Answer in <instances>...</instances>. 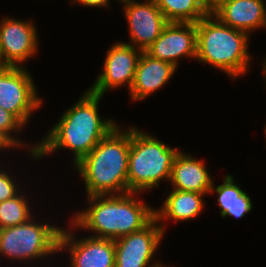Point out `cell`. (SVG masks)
Returning a JSON list of instances; mask_svg holds the SVG:
<instances>
[{
  "label": "cell",
  "instance_id": "1",
  "mask_svg": "<svg viewBox=\"0 0 266 267\" xmlns=\"http://www.w3.org/2000/svg\"><path fill=\"white\" fill-rule=\"evenodd\" d=\"M101 95L87 90L80 99L65 111L38 144L29 149L31 158L41 159L59 149L74 152L75 165L99 143L117 124L102 119L98 114Z\"/></svg>",
  "mask_w": 266,
  "mask_h": 267
},
{
  "label": "cell",
  "instance_id": "2",
  "mask_svg": "<svg viewBox=\"0 0 266 267\" xmlns=\"http://www.w3.org/2000/svg\"><path fill=\"white\" fill-rule=\"evenodd\" d=\"M134 192L87 196L89 207L72 217L71 226L92 230L94 238L116 240L144 228L154 217L152 207Z\"/></svg>",
  "mask_w": 266,
  "mask_h": 267
},
{
  "label": "cell",
  "instance_id": "3",
  "mask_svg": "<svg viewBox=\"0 0 266 267\" xmlns=\"http://www.w3.org/2000/svg\"><path fill=\"white\" fill-rule=\"evenodd\" d=\"M130 136L131 127L115 126L75 165L88 196L128 192Z\"/></svg>",
  "mask_w": 266,
  "mask_h": 267
},
{
  "label": "cell",
  "instance_id": "4",
  "mask_svg": "<svg viewBox=\"0 0 266 267\" xmlns=\"http://www.w3.org/2000/svg\"><path fill=\"white\" fill-rule=\"evenodd\" d=\"M196 28L199 63L219 68L232 79L247 73L251 62L247 33L221 23L212 14L199 20Z\"/></svg>",
  "mask_w": 266,
  "mask_h": 267
},
{
  "label": "cell",
  "instance_id": "5",
  "mask_svg": "<svg viewBox=\"0 0 266 267\" xmlns=\"http://www.w3.org/2000/svg\"><path fill=\"white\" fill-rule=\"evenodd\" d=\"M179 150L157 140L152 134L131 127L128 161V192L141 193L170 180Z\"/></svg>",
  "mask_w": 266,
  "mask_h": 267
},
{
  "label": "cell",
  "instance_id": "6",
  "mask_svg": "<svg viewBox=\"0 0 266 267\" xmlns=\"http://www.w3.org/2000/svg\"><path fill=\"white\" fill-rule=\"evenodd\" d=\"M0 229V253L12 260L31 261L59 252L60 227L34 222ZM31 259V260H30Z\"/></svg>",
  "mask_w": 266,
  "mask_h": 267
},
{
  "label": "cell",
  "instance_id": "7",
  "mask_svg": "<svg viewBox=\"0 0 266 267\" xmlns=\"http://www.w3.org/2000/svg\"><path fill=\"white\" fill-rule=\"evenodd\" d=\"M34 80L25 67L0 66V106L23 125L42 105Z\"/></svg>",
  "mask_w": 266,
  "mask_h": 267
},
{
  "label": "cell",
  "instance_id": "8",
  "mask_svg": "<svg viewBox=\"0 0 266 267\" xmlns=\"http://www.w3.org/2000/svg\"><path fill=\"white\" fill-rule=\"evenodd\" d=\"M158 223L154 217L141 230L114 240L115 267H159L162 265L158 262L149 265L165 233V226Z\"/></svg>",
  "mask_w": 266,
  "mask_h": 267
},
{
  "label": "cell",
  "instance_id": "9",
  "mask_svg": "<svg viewBox=\"0 0 266 267\" xmlns=\"http://www.w3.org/2000/svg\"><path fill=\"white\" fill-rule=\"evenodd\" d=\"M102 73L88 90L103 96L107 90L127 85L129 91L135 78L139 58L143 51L131 43L116 42L107 50Z\"/></svg>",
  "mask_w": 266,
  "mask_h": 267
},
{
  "label": "cell",
  "instance_id": "10",
  "mask_svg": "<svg viewBox=\"0 0 266 267\" xmlns=\"http://www.w3.org/2000/svg\"><path fill=\"white\" fill-rule=\"evenodd\" d=\"M37 33L32 21L4 17L0 27V66L23 67L22 63L38 51Z\"/></svg>",
  "mask_w": 266,
  "mask_h": 267
},
{
  "label": "cell",
  "instance_id": "11",
  "mask_svg": "<svg viewBox=\"0 0 266 267\" xmlns=\"http://www.w3.org/2000/svg\"><path fill=\"white\" fill-rule=\"evenodd\" d=\"M145 52L153 58L170 62L175 67H178V60L182 56L196 59V23L169 22Z\"/></svg>",
  "mask_w": 266,
  "mask_h": 267
},
{
  "label": "cell",
  "instance_id": "12",
  "mask_svg": "<svg viewBox=\"0 0 266 267\" xmlns=\"http://www.w3.org/2000/svg\"><path fill=\"white\" fill-rule=\"evenodd\" d=\"M132 45L141 51L149 48L169 23L154 0L128 2L124 5Z\"/></svg>",
  "mask_w": 266,
  "mask_h": 267
},
{
  "label": "cell",
  "instance_id": "13",
  "mask_svg": "<svg viewBox=\"0 0 266 267\" xmlns=\"http://www.w3.org/2000/svg\"><path fill=\"white\" fill-rule=\"evenodd\" d=\"M73 236L64 229L59 235V251H69L71 267H115L114 240L88 236L78 241Z\"/></svg>",
  "mask_w": 266,
  "mask_h": 267
},
{
  "label": "cell",
  "instance_id": "14",
  "mask_svg": "<svg viewBox=\"0 0 266 267\" xmlns=\"http://www.w3.org/2000/svg\"><path fill=\"white\" fill-rule=\"evenodd\" d=\"M221 23L249 36L257 28H266L264 0H227L211 12Z\"/></svg>",
  "mask_w": 266,
  "mask_h": 267
},
{
  "label": "cell",
  "instance_id": "15",
  "mask_svg": "<svg viewBox=\"0 0 266 267\" xmlns=\"http://www.w3.org/2000/svg\"><path fill=\"white\" fill-rule=\"evenodd\" d=\"M177 71L172 63L151 57L145 51L142 52L134 82L130 88L132 100L145 99L150 94L162 88Z\"/></svg>",
  "mask_w": 266,
  "mask_h": 267
},
{
  "label": "cell",
  "instance_id": "16",
  "mask_svg": "<svg viewBox=\"0 0 266 267\" xmlns=\"http://www.w3.org/2000/svg\"><path fill=\"white\" fill-rule=\"evenodd\" d=\"M190 154L178 152L174 158L170 180L172 188L180 191L209 194L213 178L203 161L191 157Z\"/></svg>",
  "mask_w": 266,
  "mask_h": 267
},
{
  "label": "cell",
  "instance_id": "17",
  "mask_svg": "<svg viewBox=\"0 0 266 267\" xmlns=\"http://www.w3.org/2000/svg\"><path fill=\"white\" fill-rule=\"evenodd\" d=\"M197 192L173 189L159 210H154L155 218L162 220L187 221L197 217L204 208L203 196Z\"/></svg>",
  "mask_w": 266,
  "mask_h": 267
},
{
  "label": "cell",
  "instance_id": "18",
  "mask_svg": "<svg viewBox=\"0 0 266 267\" xmlns=\"http://www.w3.org/2000/svg\"><path fill=\"white\" fill-rule=\"evenodd\" d=\"M233 179L232 175H226L223 184L216 186V188L212 184L210 193L216 190L222 217L232 216L238 219L251 212L253 205L248 194Z\"/></svg>",
  "mask_w": 266,
  "mask_h": 267
},
{
  "label": "cell",
  "instance_id": "19",
  "mask_svg": "<svg viewBox=\"0 0 266 267\" xmlns=\"http://www.w3.org/2000/svg\"><path fill=\"white\" fill-rule=\"evenodd\" d=\"M168 22L197 23L211 14L203 0H154Z\"/></svg>",
  "mask_w": 266,
  "mask_h": 267
},
{
  "label": "cell",
  "instance_id": "20",
  "mask_svg": "<svg viewBox=\"0 0 266 267\" xmlns=\"http://www.w3.org/2000/svg\"><path fill=\"white\" fill-rule=\"evenodd\" d=\"M28 201L21 193L0 203V229L24 224L32 218ZM30 208V209H29Z\"/></svg>",
  "mask_w": 266,
  "mask_h": 267
},
{
  "label": "cell",
  "instance_id": "21",
  "mask_svg": "<svg viewBox=\"0 0 266 267\" xmlns=\"http://www.w3.org/2000/svg\"><path fill=\"white\" fill-rule=\"evenodd\" d=\"M23 125L12 113L3 109L0 106V132L16 147L24 146L19 139L14 138V133L19 131L24 127Z\"/></svg>",
  "mask_w": 266,
  "mask_h": 267
},
{
  "label": "cell",
  "instance_id": "22",
  "mask_svg": "<svg viewBox=\"0 0 266 267\" xmlns=\"http://www.w3.org/2000/svg\"><path fill=\"white\" fill-rule=\"evenodd\" d=\"M4 170L0 169V203L11 199L16 196L19 192V188L15 183V180L11 178Z\"/></svg>",
  "mask_w": 266,
  "mask_h": 267
},
{
  "label": "cell",
  "instance_id": "23",
  "mask_svg": "<svg viewBox=\"0 0 266 267\" xmlns=\"http://www.w3.org/2000/svg\"><path fill=\"white\" fill-rule=\"evenodd\" d=\"M81 4L87 7H109L110 0H71V3Z\"/></svg>",
  "mask_w": 266,
  "mask_h": 267
},
{
  "label": "cell",
  "instance_id": "24",
  "mask_svg": "<svg viewBox=\"0 0 266 267\" xmlns=\"http://www.w3.org/2000/svg\"><path fill=\"white\" fill-rule=\"evenodd\" d=\"M206 8L212 12L213 10H215L220 4H222L223 2L227 1V0H203Z\"/></svg>",
  "mask_w": 266,
  "mask_h": 267
},
{
  "label": "cell",
  "instance_id": "25",
  "mask_svg": "<svg viewBox=\"0 0 266 267\" xmlns=\"http://www.w3.org/2000/svg\"><path fill=\"white\" fill-rule=\"evenodd\" d=\"M12 147L14 149V145L0 132V149H9Z\"/></svg>",
  "mask_w": 266,
  "mask_h": 267
},
{
  "label": "cell",
  "instance_id": "26",
  "mask_svg": "<svg viewBox=\"0 0 266 267\" xmlns=\"http://www.w3.org/2000/svg\"><path fill=\"white\" fill-rule=\"evenodd\" d=\"M264 65H263V69H264V73H265V79H266V58H265V60H264V63H263Z\"/></svg>",
  "mask_w": 266,
  "mask_h": 267
},
{
  "label": "cell",
  "instance_id": "27",
  "mask_svg": "<svg viewBox=\"0 0 266 267\" xmlns=\"http://www.w3.org/2000/svg\"><path fill=\"white\" fill-rule=\"evenodd\" d=\"M135 0H120L121 3H128V2H134Z\"/></svg>",
  "mask_w": 266,
  "mask_h": 267
}]
</instances>
